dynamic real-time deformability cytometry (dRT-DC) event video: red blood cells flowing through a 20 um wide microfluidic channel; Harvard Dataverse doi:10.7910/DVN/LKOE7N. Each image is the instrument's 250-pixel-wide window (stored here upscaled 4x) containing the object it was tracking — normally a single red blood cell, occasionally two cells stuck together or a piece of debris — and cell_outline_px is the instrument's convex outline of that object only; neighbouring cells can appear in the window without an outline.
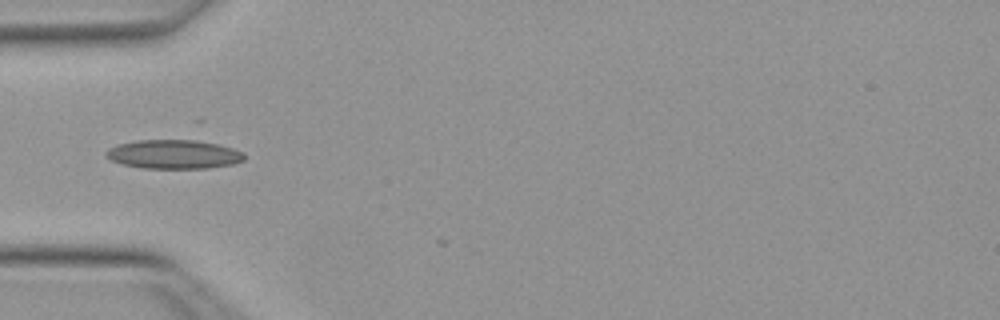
{"species": "Egyptian fruit bat (a non-hibernating species)", "species_latin": "Rousettus aegyptiacus", "temperature_condition": "warm", "stored_images_in_passage": 3, "camera_frame_rate_fps": 3000, "um_per_image_px": 0.085, "animal": {"sex": "female"}, "frame": {"image": 1, "passage_image": 1, "time_ms": 0.0, "image_size_px": [1000, 320], "cell_outline_px": [[244, 160], [232, 164], [208, 168], [140, 168], [124, 164], [112, 160], [104, 156], [104, 152], [108, 148], [116, 144], [136, 140], [196, 140], [216, 144], [232, 148], [244, 152]], "centroid_in_image_um": [14.72, 13.11], "position_along_channel_um": 70.3, "area_um2": 23.35}}